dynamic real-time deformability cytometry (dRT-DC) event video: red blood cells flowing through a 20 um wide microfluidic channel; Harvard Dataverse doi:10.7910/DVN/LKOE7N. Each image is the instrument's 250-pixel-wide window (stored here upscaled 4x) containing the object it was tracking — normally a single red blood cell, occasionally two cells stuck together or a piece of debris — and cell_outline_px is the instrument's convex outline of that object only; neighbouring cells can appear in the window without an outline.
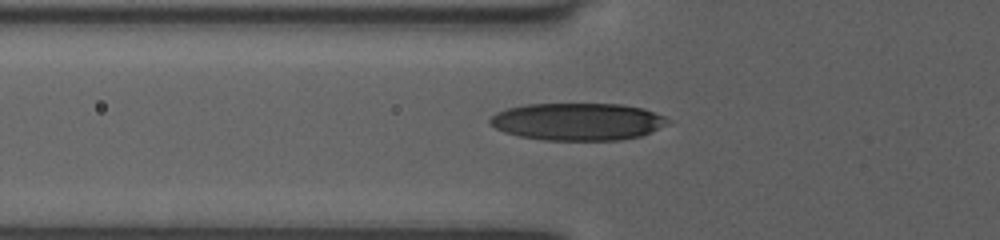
{"species": "human", "species_latin": "Homo sapiens", "temperature_condition": "room temperature", "stored_images_in_passage": 22, "camera_frame_rate_fps": 3000, "um_per_image_px": 0.085, "donor": {"sex": "female"}, "frame": {"image": 1, "passage_image": 6, "time_ms": 1.667, "image_size_px": [1000, 240], "cell_outline_px": [[668, 120], [664, 124], [640, 136], [616, 140], [544, 140], [520, 136], [504, 132], [488, 124], [488, 120], [496, 112], [508, 108], [524, 104], [620, 104], [644, 108], [664, 116]], "centroid_in_image_um": [49.02, 10.33], "position_along_channel_um": 76.8, "area_um2": 38.44}}
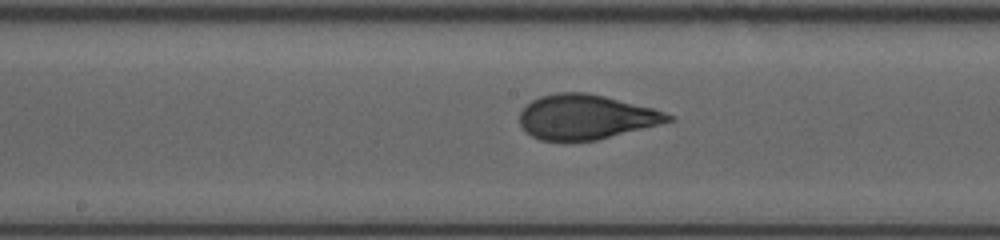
{"frame": {"image": 2, "passage_image": 12, "time_ms": 3.667, "image_size_px": [1000, 240], "cell_outline_px": [[676, 120], [596, 140], [540, 140], [524, 132], [520, 124], [520, 112], [532, 100], [540, 96], [556, 92], [588, 92], [652, 108], [664, 112], [672, 116]], "centroid_in_image_um": [49.77, 9.93], "position_along_channel_um": 198.4, "area_um2": 38.44}}
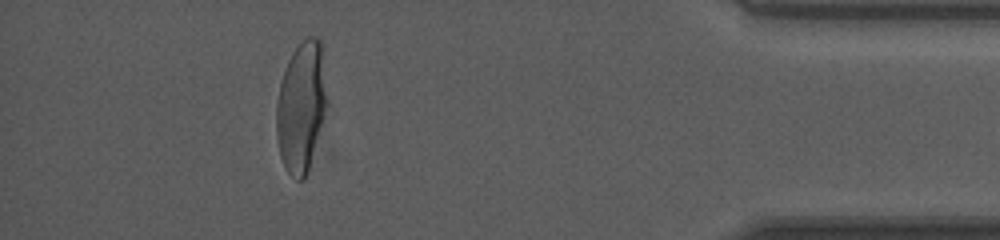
{"frame": {"image": 3, "passage_image": 21, "time_ms": 6.667, "image_size_px": [1000, 240], "cell_outline_px": [[332, 116], [308, 172], [304, 180], [296, 180], [284, 168], [280, 156], [276, 136], [276, 104], [280, 84], [288, 60], [292, 52], [308, 36], [316, 36], [324, 44], [332, 108]], "centroid_in_image_um": [25.77, 9.1], "position_along_channel_um": 409.4, "area_um2": 42.08}}